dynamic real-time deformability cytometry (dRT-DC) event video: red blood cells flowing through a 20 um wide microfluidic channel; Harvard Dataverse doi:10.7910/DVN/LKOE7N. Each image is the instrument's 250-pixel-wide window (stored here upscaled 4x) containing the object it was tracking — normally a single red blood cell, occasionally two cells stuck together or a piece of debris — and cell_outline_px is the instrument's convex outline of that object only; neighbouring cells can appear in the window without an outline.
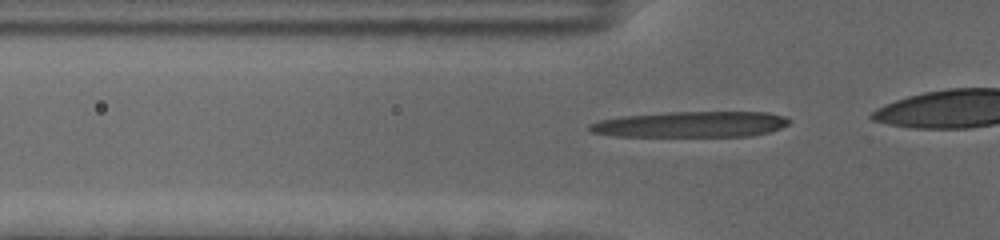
{"species": "human", "species_latin": "Homo sapiens", "temperature_condition": "cold", "stored_images_in_passage": 42, "camera_frame_rate_fps": 3000, "um_per_image_px": 0.085, "donor": {"sex": "female"}, "frame": {"image": 1, "passage_image": 15, "time_ms": 4.667, "image_size_px": [1000, 240], "cell_outline_px": [[792, 120], [788, 124], [780, 128], [768, 132], [752, 136], [616, 136], [592, 132], [588, 128], [588, 124], [600, 120], [624, 116], [668, 112], [768, 112], [784, 116]], "centroid_in_image_um": [58.75, 10.57], "position_along_channel_um": 67.0, "area_um2": 30.0}}
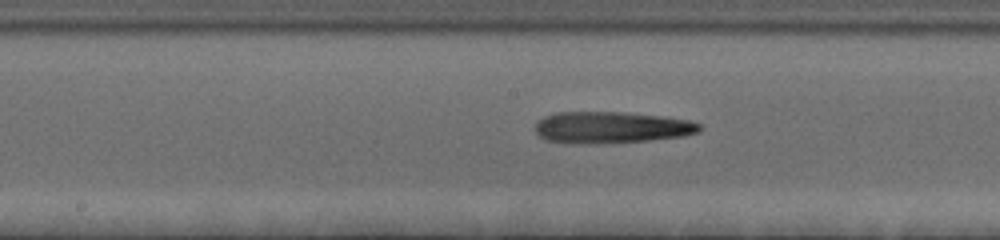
{"frame": {"image": 2, "passage_image": 26, "time_ms": 8.333, "image_size_px": [1000, 240], "cell_outline_px": [[700, 128], [696, 132], [684, 136], [648, 140], [544, 140], [536, 132], [536, 124], [544, 116], [556, 112], [620, 112], [664, 116], [688, 120], [700, 124]], "centroid_in_image_um": [52.02, 10.76], "position_along_channel_um": 196.2, "area_um2": 28.44}}
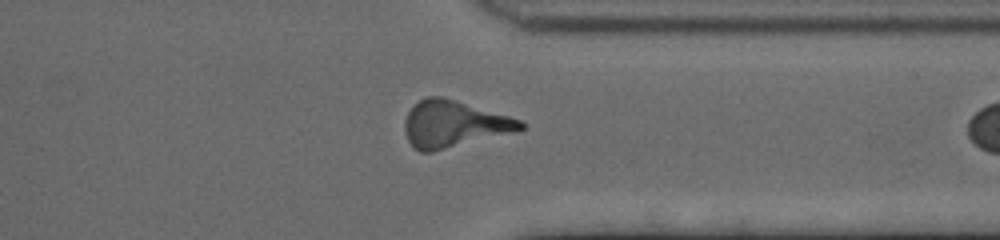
{"frame": {"image": 3, "passage_image": 41, "time_ms": 13.333, "image_size_px": [1000, 240], "cell_outline_px": [[524, 128], [512, 132], [432, 152], [420, 152], [408, 140], [404, 132], [404, 120], [408, 112], [424, 96], [444, 96], [508, 116], [520, 120], [524, 124]], "centroid_in_image_um": [38.52, 10.53], "position_along_channel_um": 372.9, "area_um2": 31.1}}